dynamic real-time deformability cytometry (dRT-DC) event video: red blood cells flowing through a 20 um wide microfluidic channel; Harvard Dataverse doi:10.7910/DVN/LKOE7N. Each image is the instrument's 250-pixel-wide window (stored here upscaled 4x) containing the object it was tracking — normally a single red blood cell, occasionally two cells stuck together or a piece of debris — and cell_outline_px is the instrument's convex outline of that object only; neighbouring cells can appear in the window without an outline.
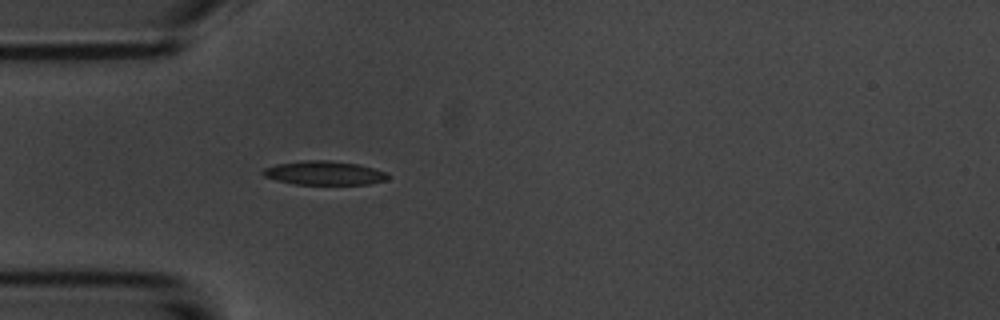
{"species": "common noctule bat (a hibernating species)", "species_latin": "Nyctalus noctula", "temperature_condition": "room temperature", "stored_images_in_passage": 4, "camera_frame_rate_fps": 3000, "um_per_image_px": 0.085, "animal": {"sex": "male", "body_mass_g": 20.1, "forearm_length_mm": 53.5}, "frame": {"image": 1, "passage_image": 4, "time_ms": 3.667, "image_size_px": [1000, 320], "cell_outline_px": [[388, 180], [368, 184], [296, 184], [276, 180], [264, 176], [260, 172], [264, 168], [276, 164], [304, 160], [328, 160], [360, 164], [388, 172]], "centroid_in_image_um": [27.58, 14.7], "position_along_channel_um": 57.4, "area_um2": 17.51}}